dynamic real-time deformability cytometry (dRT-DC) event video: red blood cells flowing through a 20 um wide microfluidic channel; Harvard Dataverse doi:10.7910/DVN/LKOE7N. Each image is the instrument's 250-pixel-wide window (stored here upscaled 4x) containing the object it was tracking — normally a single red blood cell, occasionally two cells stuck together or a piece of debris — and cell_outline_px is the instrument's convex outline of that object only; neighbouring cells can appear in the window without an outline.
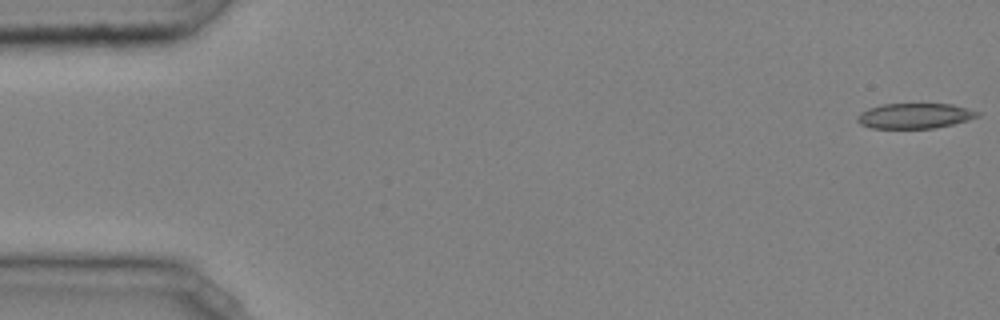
{"species": "common noctule bat (a hibernating species)", "species_latin": "Nyctalus noctula", "temperature_condition": "cold", "stored_images_in_passage": 45, "camera_frame_rate_fps": 3000, "um_per_image_px": 0.085, "animal": {"sex": "male", "body_mass_g": 20.4}, "frame": {"image": 1, "passage_image": 1, "time_ms": 0.0, "image_size_px": [1000, 320], "cell_outline_px": [[980, 116], [968, 120], [936, 128], [872, 128], [860, 124], [856, 120], [856, 116], [860, 112], [868, 108], [880, 104], [952, 104], [968, 108], [980, 112]], "centroid_in_image_um": [77.74, 9.84], "position_along_channel_um": 7.3, "area_um2": 17.8}}
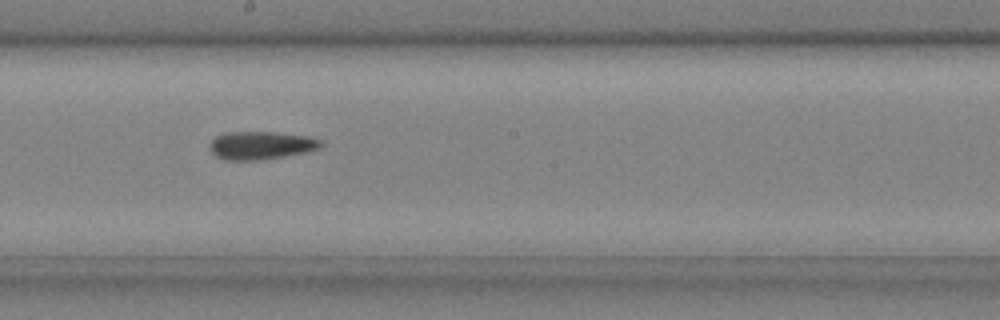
{"frame": {"image": 2, "passage_image": 27, "time_ms": 8.667, "image_size_px": [1000, 320], "cell_outline_px": [[324, 144], [320, 148], [308, 152], [284, 156], [256, 160], [224, 160], [216, 156], [208, 148], [208, 144], [216, 136], [224, 132], [276, 132], [308, 136], [324, 140]], "centroid_in_image_um": [22.2, 12.35], "position_along_channel_um": 226.0, "area_um2": 18.44}}
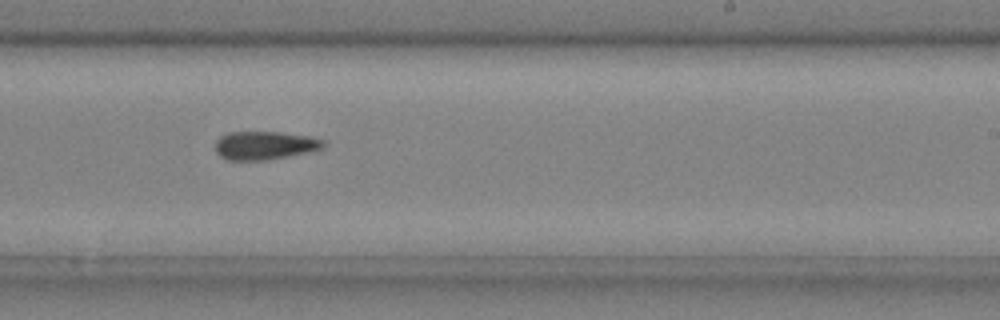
{"frame": {"image": 3, "passage_image": 30, "time_ms": 9.667, "image_size_px": [1000, 320], "cell_outline_px": [[328, 144], [324, 148], [308, 152], [268, 160], [228, 160], [220, 156], [216, 152], [216, 140], [220, 136], [228, 132], [280, 132], [308, 136], [324, 140]], "centroid_in_image_um": [22.52, 12.36], "position_along_channel_um": 266.5, "area_um2": 17.98}, "authors_computed_cell_mechanics": {"area_um2": 18.3226, "velocity_mm_per_s": 4.0598, "shape_relaxation_time_tau1_ms": 4.9308, "shape_relaxation_time_tau2_ms": 7.6103, "deformation_change_tau1": 0.117, "deformation_change_tau2": 0.1865}}